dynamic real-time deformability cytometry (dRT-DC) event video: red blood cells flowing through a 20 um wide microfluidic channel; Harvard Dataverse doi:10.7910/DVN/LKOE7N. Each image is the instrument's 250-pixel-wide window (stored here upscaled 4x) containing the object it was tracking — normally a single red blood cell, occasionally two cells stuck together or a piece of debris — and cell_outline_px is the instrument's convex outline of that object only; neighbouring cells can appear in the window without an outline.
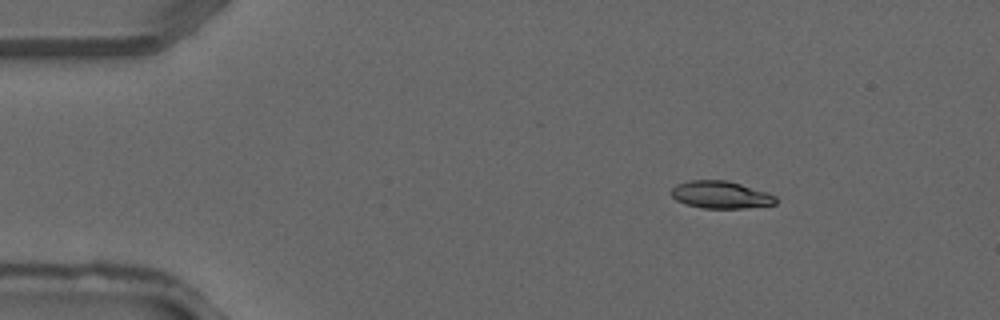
{"species": "common noctule bat (a hibernating species)", "species_latin": "Nyctalus noctula", "temperature_condition": "warm", "stored_images_in_passage": 3, "camera_frame_rate_fps": 3000, "um_per_image_px": 0.085, "animal": {"sex": "male", "forearm_length_mm": 52.5}, "frame": {"image": 1, "passage_image": 1, "time_ms": 0.0, "image_size_px": [1000, 320], "cell_outline_px": [[776, 204], [744, 208], [704, 208], [684, 204], [676, 200], [672, 196], [672, 188], [676, 184], [688, 180], [728, 180], [776, 196]], "centroid_in_image_um": [61.22, 16.55], "position_along_channel_um": 23.8, "area_um2": 16.53}}